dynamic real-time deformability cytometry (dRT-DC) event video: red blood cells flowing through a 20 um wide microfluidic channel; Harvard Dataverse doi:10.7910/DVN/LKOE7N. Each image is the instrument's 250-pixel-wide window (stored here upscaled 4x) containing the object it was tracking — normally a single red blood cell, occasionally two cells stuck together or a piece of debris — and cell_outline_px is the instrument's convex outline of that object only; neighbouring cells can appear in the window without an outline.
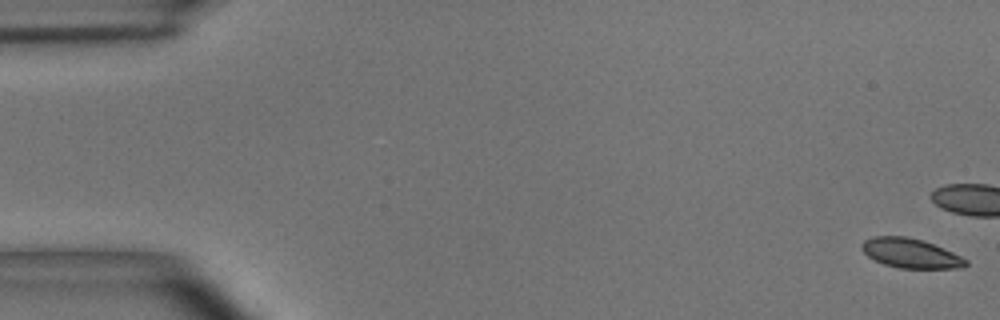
{"species": "common noctule bat (a hibernating species)", "species_latin": "Nyctalus noctula", "temperature_condition": "room temperature", "stored_images_in_passage": 17, "camera_frame_rate_fps": 3000, "um_per_image_px": 0.085, "animal": {"sex": "male", "body_mass_g": 15.6}, "frame": {"image": 1, "passage_image": 1, "time_ms": 0.0, "image_size_px": [1000, 320], "cell_outline_px": [[968, 264], [964, 268], [900, 268], [884, 264], [868, 256], [860, 248], [860, 244], [864, 240], [872, 236], [904, 236], [920, 240], [944, 248], [968, 260]], "centroid_in_image_um": [77.39, 21.53], "position_along_channel_um": 7.6, "area_um2": 17.8}}